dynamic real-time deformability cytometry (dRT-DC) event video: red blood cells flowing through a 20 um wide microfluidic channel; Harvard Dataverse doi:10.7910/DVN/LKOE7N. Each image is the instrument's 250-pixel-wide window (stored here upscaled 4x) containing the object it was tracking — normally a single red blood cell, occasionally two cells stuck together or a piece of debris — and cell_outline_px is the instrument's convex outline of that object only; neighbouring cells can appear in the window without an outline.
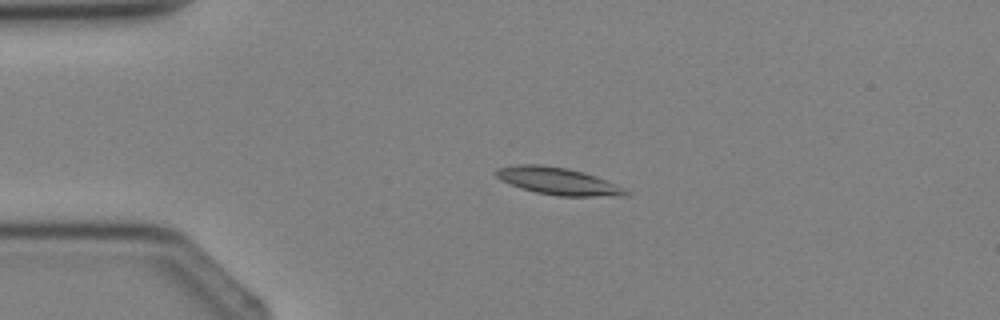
{"species": "Egyptian fruit bat (a non-hibernating species)", "species_latin": "Rousettus aegyptiacus", "temperature_condition": "cold", "stored_images_in_passage": 2, "camera_frame_rate_fps": 3000, "um_per_image_px": 0.085, "animal": {"sex": "female"}, "frame": {"image": 1, "passage_image": 1, "time_ms": 0.0, "image_size_px": [1000, 320], "cell_outline_px": [[632, 192], [628, 196], [560, 196], [536, 192], [500, 180], [492, 172], [496, 168], [516, 164], [540, 164], [568, 168], [584, 172], [596, 176], [624, 188]], "centroid_in_image_um": [47.43, 15.38], "position_along_channel_um": 37.6, "area_um2": 20.63}}